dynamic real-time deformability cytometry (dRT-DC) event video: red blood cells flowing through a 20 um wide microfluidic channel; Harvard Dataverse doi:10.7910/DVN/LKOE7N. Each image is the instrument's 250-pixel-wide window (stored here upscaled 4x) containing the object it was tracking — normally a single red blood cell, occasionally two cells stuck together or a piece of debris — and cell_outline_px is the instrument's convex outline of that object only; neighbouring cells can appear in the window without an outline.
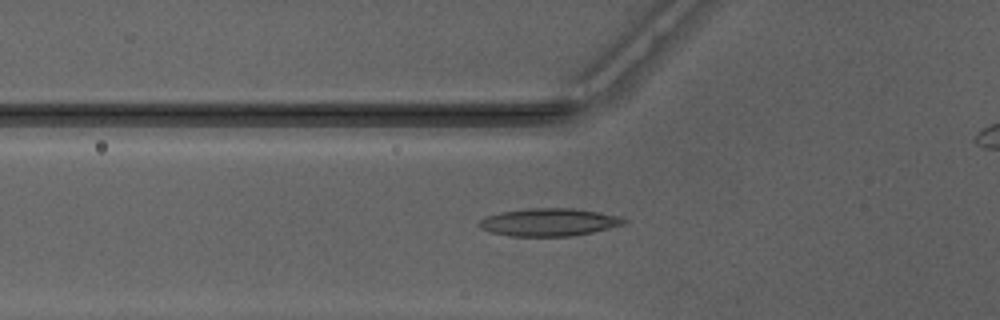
{"species": "Egyptian fruit bat (a non-hibernating species)", "species_latin": "Rousettus aegyptiacus", "temperature_condition": "warm", "stored_images_in_passage": 44, "camera_frame_rate_fps": 3000, "um_per_image_px": 0.085, "animal": {"sex": "male"}, "frame": {"image": 1, "passage_image": 16, "time_ms": 5.0, "image_size_px": [1000, 320], "cell_outline_px": [[628, 220], [624, 224], [592, 232], [568, 236], [508, 236], [492, 232], [480, 228], [476, 224], [484, 216], [500, 212], [532, 208], [572, 208], [596, 212], [616, 216]], "centroid_in_image_um": [46.59, 18.89], "position_along_channel_um": 79.2, "area_um2": 23.18}}
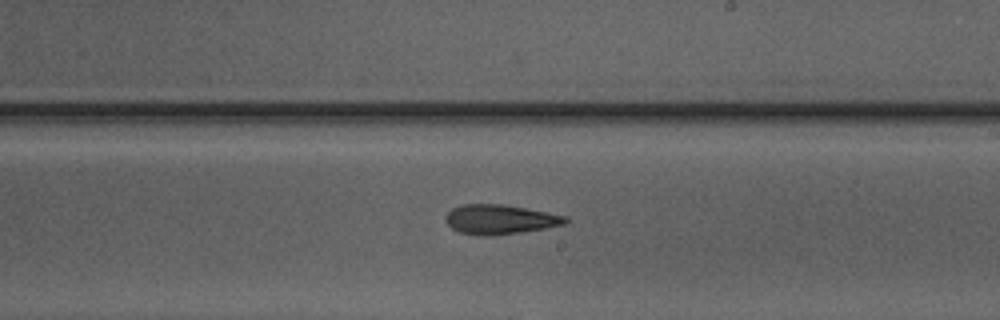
{"frame": {"image": 2, "passage_image": 28, "time_ms": 9.0, "image_size_px": [1000, 320], "cell_outline_px": [[568, 220], [564, 224], [544, 228], [520, 232], [492, 236], [480, 236], [460, 232], [452, 228], [444, 220], [444, 216], [452, 208], [464, 204], [500, 204], [524, 208], [564, 216]], "centroid_in_image_um": [42.41, 18.66], "position_along_channel_um": 246.6, "area_um2": 20.35}}
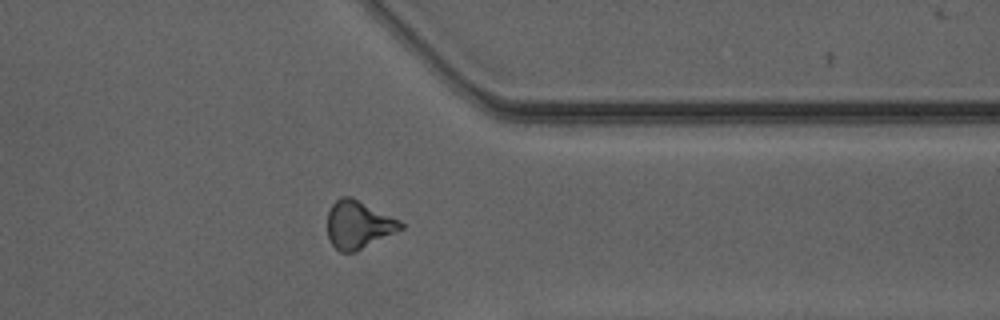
{"frame": {"image": 3, "passage_image": 38, "time_ms": 12.333, "image_size_px": [1000, 320], "cell_outline_px": [[404, 228], [356, 252], [340, 252], [332, 244], [328, 236], [328, 212], [332, 204], [340, 196], [348, 196], [400, 220], [404, 224]], "centroid_in_image_um": [30.46, 19.12], "position_along_channel_um": 380.9, "area_um2": 20.17}}